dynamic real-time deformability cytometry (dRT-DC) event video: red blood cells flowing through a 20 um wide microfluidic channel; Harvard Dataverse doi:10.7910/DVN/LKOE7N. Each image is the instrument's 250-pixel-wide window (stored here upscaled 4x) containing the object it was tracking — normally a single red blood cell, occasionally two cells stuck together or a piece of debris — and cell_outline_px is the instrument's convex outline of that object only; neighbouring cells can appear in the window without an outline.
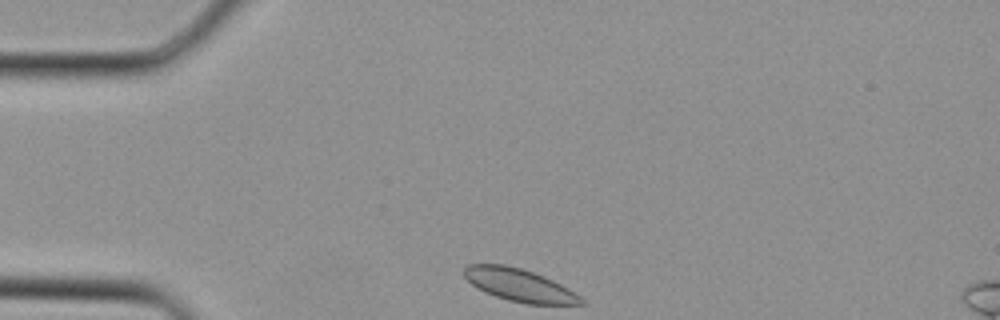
{"species": "Egyptian fruit bat (a non-hibernating species)", "species_latin": "Rousettus aegyptiacus", "temperature_condition": "cold", "stored_images_in_passage": 29, "camera_frame_rate_fps": 3000, "um_per_image_px": 0.085, "animal": {"sex": "female"}, "frame": {"image": 1, "passage_image": 1, "time_ms": 0.0, "image_size_px": [1000, 320], "cell_outline_px": [[588, 304], [524, 304], [508, 300], [484, 292], [476, 288], [464, 276], [464, 268], [468, 264], [504, 264], [520, 268], [544, 276], [568, 288], [580, 296]], "centroid_in_image_um": [44.14, 24.24], "position_along_channel_um": 40.9, "area_um2": 22.2}}
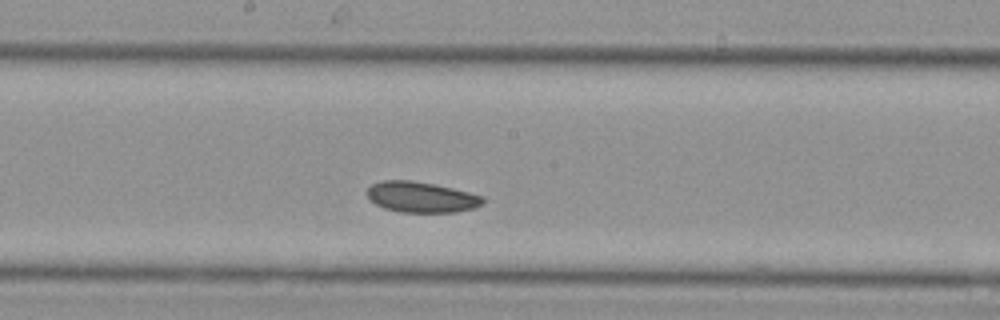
{"frame": {"image": 2, "passage_image": 12, "time_ms": 3.667, "image_size_px": [1000, 320], "cell_outline_px": [[484, 204], [476, 208], [456, 212], [400, 212], [384, 208], [368, 200], [364, 192], [372, 184], [384, 180], [412, 180], [452, 188], [484, 196]], "centroid_in_image_um": [35.79, 16.76], "position_along_channel_um": 212.4, "area_um2": 20.92}}
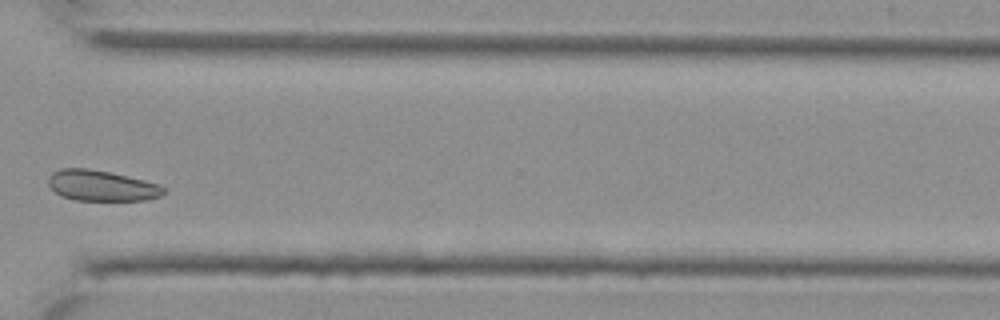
{"frame": {"image": 3, "passage_image": 20, "time_ms": 6.333, "image_size_px": [1000, 320], "cell_outline_px": [[168, 192], [160, 196], [144, 200], [76, 200], [60, 196], [48, 184], [48, 176], [52, 172], [60, 168], [88, 168], [108, 172], [144, 180], [168, 188]], "centroid_in_image_um": [8.63, 15.78], "position_along_channel_um": 362.0, "area_um2": 20.63}}